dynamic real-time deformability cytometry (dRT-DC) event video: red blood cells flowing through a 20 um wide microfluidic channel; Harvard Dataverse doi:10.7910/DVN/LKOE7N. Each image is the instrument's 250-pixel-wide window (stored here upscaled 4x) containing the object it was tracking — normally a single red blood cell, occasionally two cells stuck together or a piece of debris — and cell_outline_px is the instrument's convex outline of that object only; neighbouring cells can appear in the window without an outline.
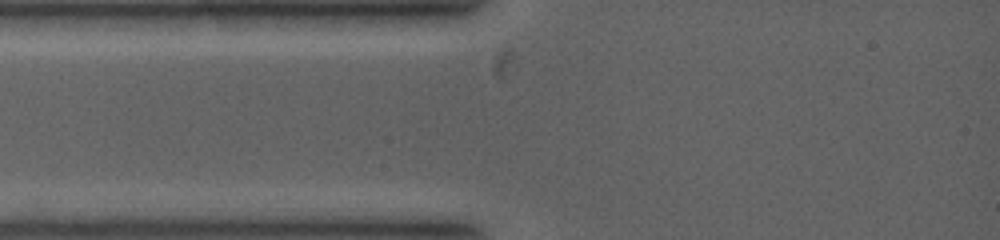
{"species": "common noctule bat (a hibernating species)", "species_latin": "Nyctalus noctula", "temperature_condition": "warm", "stored_images_in_passage": 1, "camera_frame_rate_fps": 5000, "um_per_image_px": 0.085, "animal": {"sex": "female", "body_mass_g": 19.0, "forearm_length_mm": 53.3}, "frame": {"image": 1, "passage_image": 1, "time_ms": 0.0, "image_size_px": [1000, 240], "cell_outline_px": [[544, 20], [512, 80], [496, 80], [492, 76], [484, 60], [484, 56], [500, 40], [536, 12], [544, 12]], "centroid_in_image_um": [43.61, 4.14], "position_along_channel_um": 41.4, "area_um2": 13.99}}